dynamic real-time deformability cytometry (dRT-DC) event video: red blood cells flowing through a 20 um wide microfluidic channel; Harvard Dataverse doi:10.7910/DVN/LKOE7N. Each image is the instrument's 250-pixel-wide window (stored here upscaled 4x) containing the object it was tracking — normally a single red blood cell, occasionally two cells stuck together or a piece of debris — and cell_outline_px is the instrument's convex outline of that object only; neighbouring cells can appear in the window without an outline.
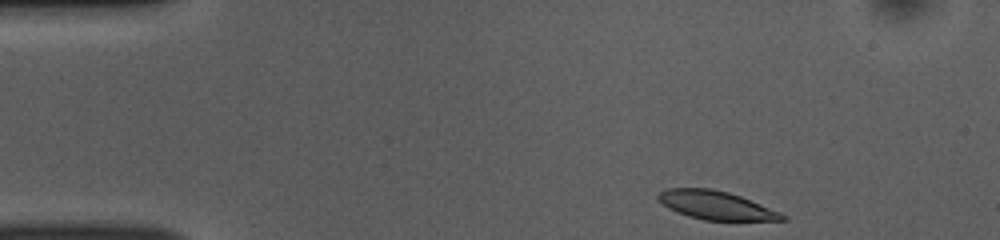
{"species": "common noctule bat (a hibernating species)", "species_latin": "Nyctalus noctula", "temperature_condition": "room temperature", "stored_images_in_passage": 46, "camera_frame_rate_fps": 3000, "um_per_image_px": 0.085, "animal": {"sex": "female", "body_mass_g": 10.0, "forearm_length_mm": 53.1}, "frame": {"image": 1, "passage_image": 1, "time_ms": 0.0, "image_size_px": [1000, 240], "cell_outline_px": [[788, 220], [704, 220], [688, 216], [676, 212], [668, 208], [656, 196], [660, 192], [668, 188], [712, 188], [728, 192], [740, 196], [780, 212], [788, 216]], "centroid_in_image_um": [60.86, 17.45], "position_along_channel_um": 24.1, "area_um2": 20.46}}
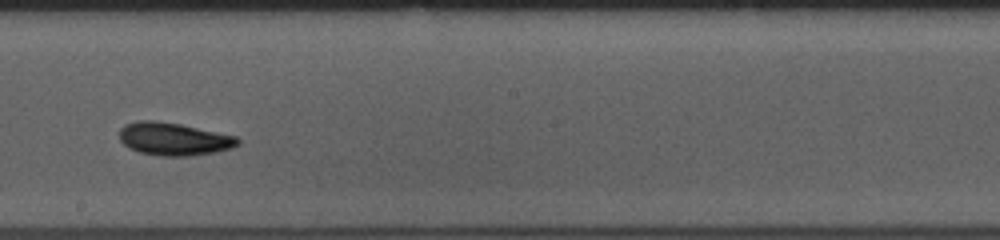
{"frame": {"image": 2, "passage_image": 23, "time_ms": 7.333, "image_size_px": [1000, 240], "cell_outline_px": [[240, 144], [232, 148], [216, 152], [188, 156], [160, 156], [140, 152], [128, 148], [120, 140], [120, 128], [124, 124], [136, 120], [156, 120], [180, 124], [236, 136], [240, 140]], "centroid_in_image_um": [14.76, 11.81], "position_along_channel_um": 233.4, "area_um2": 22.77}}
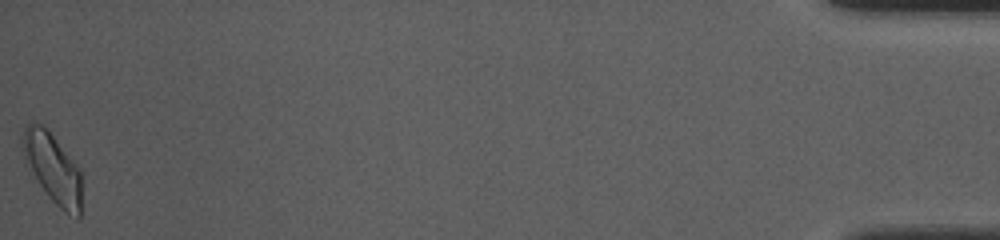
{"frame": {"image": 3, "passage_image": 46, "time_ms": 15.0, "image_size_px": [1000, 240], "cell_outline_px": [[80, 216], [76, 220], [64, 212], [48, 196], [28, 172], [24, 164], [20, 144], [20, 140], [24, 128], [32, 120], [40, 124], [52, 136], [80, 168]], "centroid_in_image_um": [4.4, 14.3], "position_along_channel_um": 430.8, "area_um2": 24.39}, "authors_computed_cell_mechanics": {"area_um2": 21.6172, "velocity_mm_per_s": 3.8113, "shape_relaxation_time_tau1_ms": 5.3485, "shape_relaxation_time_tau2_ms": 5.2426, "deformation_change_tau1": 0.1409, "deformation_change_tau2": 0.111}}